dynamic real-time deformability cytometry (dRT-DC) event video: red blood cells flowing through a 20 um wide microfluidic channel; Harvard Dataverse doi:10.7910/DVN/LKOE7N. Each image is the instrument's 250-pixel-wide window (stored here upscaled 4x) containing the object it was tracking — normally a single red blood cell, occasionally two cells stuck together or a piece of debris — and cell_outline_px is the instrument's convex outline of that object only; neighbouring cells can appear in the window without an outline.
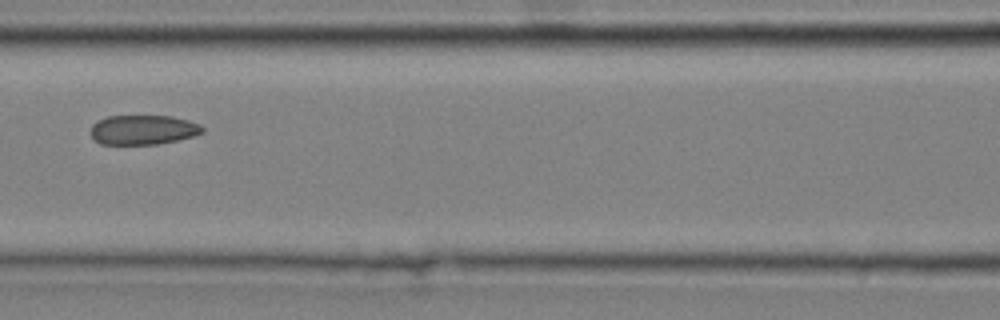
{"species": "common noctule bat (a hibernating species)", "species_latin": "Nyctalus noctula", "temperature_condition": "cold", "stored_images_in_passage": 5, "camera_frame_rate_fps": 3000, "um_per_image_px": 0.085, "animal": {"sex": "male", "body_mass_g": 20.4}, "frame": {"image": 1, "passage_image": 5, "time_ms": 1.333, "image_size_px": [1000, 320], "cell_outline_px": [[204, 132], [192, 136], [176, 140], [156, 144], [100, 144], [88, 132], [92, 124], [108, 116], [172, 116], [188, 120], [200, 124], [204, 128]], "centroid_in_image_um": [12.15, 11.03], "position_along_channel_um": 154.5, "area_um2": 19.25}}